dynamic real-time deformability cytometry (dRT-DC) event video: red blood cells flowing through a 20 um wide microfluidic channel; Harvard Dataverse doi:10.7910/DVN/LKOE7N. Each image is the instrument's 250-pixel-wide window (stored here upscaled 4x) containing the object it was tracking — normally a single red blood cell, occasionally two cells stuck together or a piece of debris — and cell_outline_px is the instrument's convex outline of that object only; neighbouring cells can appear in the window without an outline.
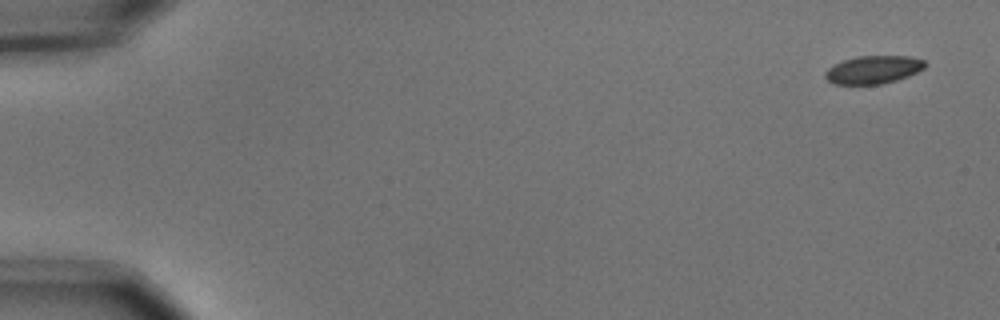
{"species": "common noctule bat (a hibernating species)", "species_latin": "Nyctalus noctula", "temperature_condition": "cold", "stored_images_in_passage": 5, "camera_frame_rate_fps": 3000, "um_per_image_px": 0.085, "animal": {"sex": "male", "body_mass_g": 15.6}, "frame": {"image": 1, "passage_image": 1, "time_ms": 0.0, "image_size_px": [1000, 320], "cell_outline_px": [[928, 64], [924, 68], [908, 76], [896, 80], [880, 84], [832, 84], [824, 76], [824, 72], [828, 68], [844, 60], [856, 56], [908, 56], [924, 60]], "centroid_in_image_um": [74.23, 5.92], "position_along_channel_um": 10.8, "area_um2": 16.24}}
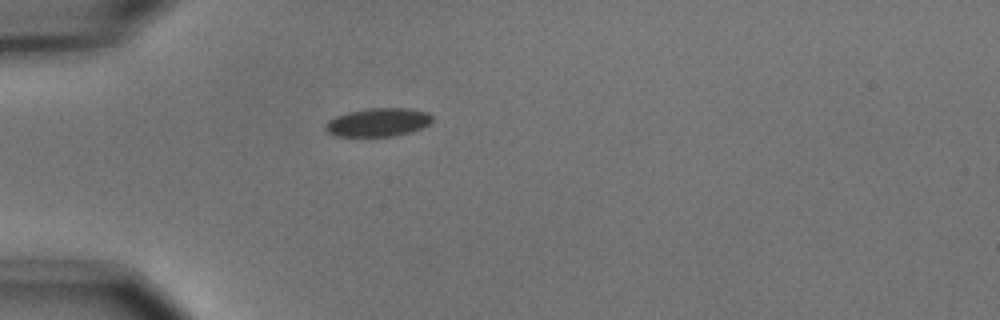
{"frame": {"image": 2, "passage_image": 5, "time_ms": 1.333, "image_size_px": [1000, 320], "cell_outline_px": [[432, 120], [428, 124], [420, 128], [396, 136], [336, 136], [328, 132], [324, 128], [324, 124], [328, 120], [336, 116], [348, 112], [368, 108], [408, 108], [428, 112], [432, 116]], "centroid_in_image_um": [32.11, 10.39], "position_along_channel_um": 52.9, "area_um2": 17.63}}